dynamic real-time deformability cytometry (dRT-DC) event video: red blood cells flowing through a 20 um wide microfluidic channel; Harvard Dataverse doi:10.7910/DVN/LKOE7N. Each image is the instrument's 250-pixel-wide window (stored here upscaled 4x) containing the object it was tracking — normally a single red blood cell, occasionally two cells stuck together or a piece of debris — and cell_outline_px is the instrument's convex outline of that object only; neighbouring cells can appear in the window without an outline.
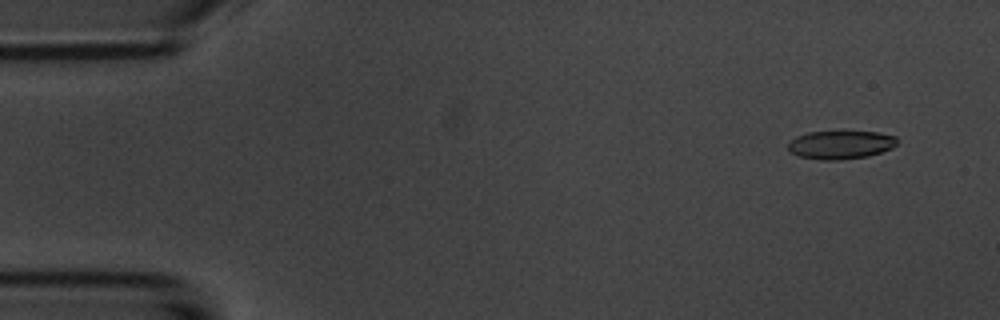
{"species": "common noctule bat (a hibernating species)", "species_latin": "Nyctalus noctula", "temperature_condition": "room temperature", "stored_images_in_passage": 14, "camera_frame_rate_fps": 3000, "um_per_image_px": 0.085, "animal": {"sex": "male", "body_mass_g": 20.1, "forearm_length_mm": 53.5}, "frame": {"image": 1, "passage_image": 1, "time_ms": 0.0, "image_size_px": [1000, 320], "cell_outline_px": [[896, 144], [892, 148], [868, 156], [840, 160], [820, 160], [800, 156], [792, 152], [788, 148], [788, 144], [796, 136], [808, 132], [876, 132], [896, 136]], "centroid_in_image_um": [71.45, 12.31], "position_along_channel_um": 13.5, "area_um2": 17.8}}
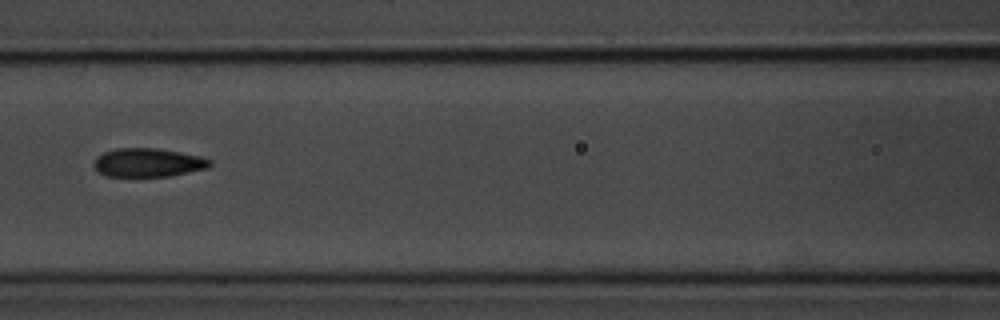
{"frame": {"image": 2, "passage_image": 6, "time_ms": 6.667, "image_size_px": [1000, 320], "cell_outline_px": [[212, 164], [208, 168], [168, 176], [104, 176], [92, 164], [104, 152], [116, 148], [156, 148], [180, 152], [200, 156], [212, 160]], "centroid_in_image_um": [12.61, 13.82], "position_along_channel_um": 154.0, "area_um2": 19.19}}
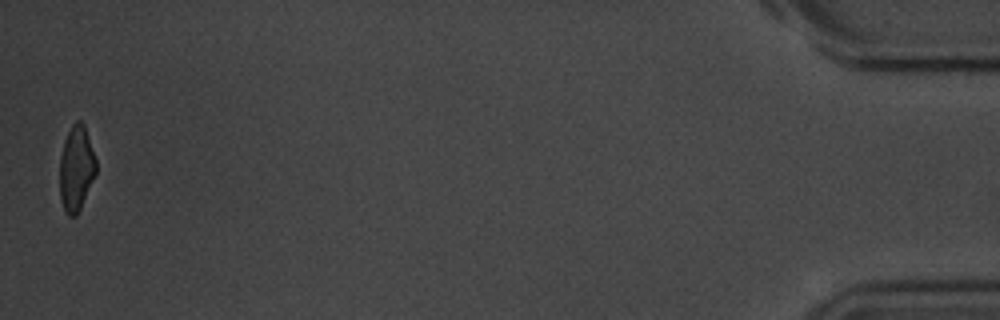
{"frame": {"image": 3, "passage_image": 14, "time_ms": 16.667, "image_size_px": [1000, 320], "cell_outline_px": [[96, 172], [80, 208], [76, 216], [68, 216], [60, 200], [60, 156], [64, 140], [72, 124], [76, 120], [80, 120], [84, 124], [96, 160]], "centroid_in_image_um": [6.47, 14.29], "position_along_channel_um": 428.7, "area_um2": 17.86}}